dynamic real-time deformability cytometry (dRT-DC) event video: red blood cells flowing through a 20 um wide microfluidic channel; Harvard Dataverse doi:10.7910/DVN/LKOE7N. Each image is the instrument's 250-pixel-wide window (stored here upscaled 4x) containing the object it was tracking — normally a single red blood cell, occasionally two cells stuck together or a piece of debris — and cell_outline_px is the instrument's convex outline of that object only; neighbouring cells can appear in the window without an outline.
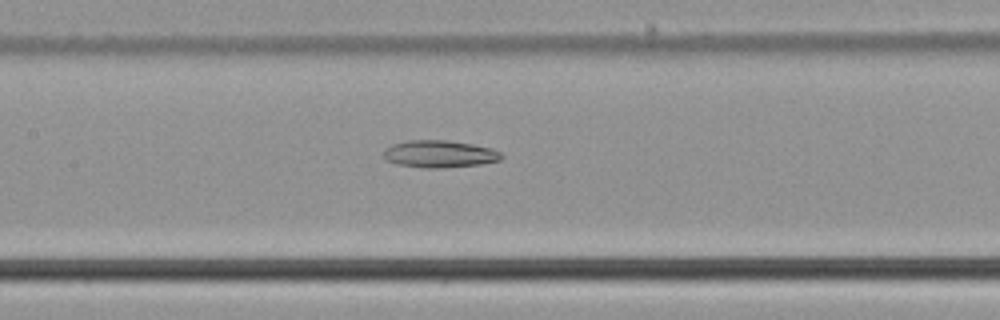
{"species": "common noctule bat (a hibernating species)", "species_latin": "Nyctalus noctula", "temperature_condition": "cold", "stored_images_in_passage": 31, "camera_frame_rate_fps": 3000, "um_per_image_px": 0.085, "animal": {"sex": "male", "body_mass_g": 21.5, "forearm_length_mm": 52.0}, "frame": {"image": 1, "passage_image": 27, "time_ms": 8.667, "image_size_px": [1000, 320], "cell_outline_px": [[504, 156], [500, 160], [480, 164], [444, 168], [424, 168], [396, 164], [388, 160], [384, 156], [384, 148], [392, 144], [408, 140], [444, 140], [472, 144], [492, 148], [500, 152]], "centroid_in_image_um": [37.36, 13.09], "position_along_channel_um": 170.0, "area_um2": 18.73}}
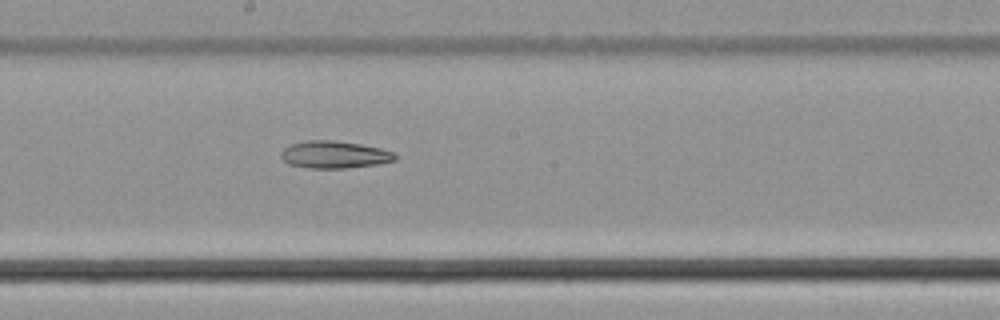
{"frame": {"image": 2, "passage_image": 31, "time_ms": 10.0, "image_size_px": [1000, 320], "cell_outline_px": [[396, 160], [376, 164], [348, 168], [308, 168], [288, 164], [280, 156], [280, 152], [284, 148], [292, 144], [308, 140], [332, 140], [360, 144], [380, 148], [392, 152], [396, 156]], "centroid_in_image_um": [28.39, 13.15], "position_along_channel_um": 219.8, "area_um2": 18.03}}